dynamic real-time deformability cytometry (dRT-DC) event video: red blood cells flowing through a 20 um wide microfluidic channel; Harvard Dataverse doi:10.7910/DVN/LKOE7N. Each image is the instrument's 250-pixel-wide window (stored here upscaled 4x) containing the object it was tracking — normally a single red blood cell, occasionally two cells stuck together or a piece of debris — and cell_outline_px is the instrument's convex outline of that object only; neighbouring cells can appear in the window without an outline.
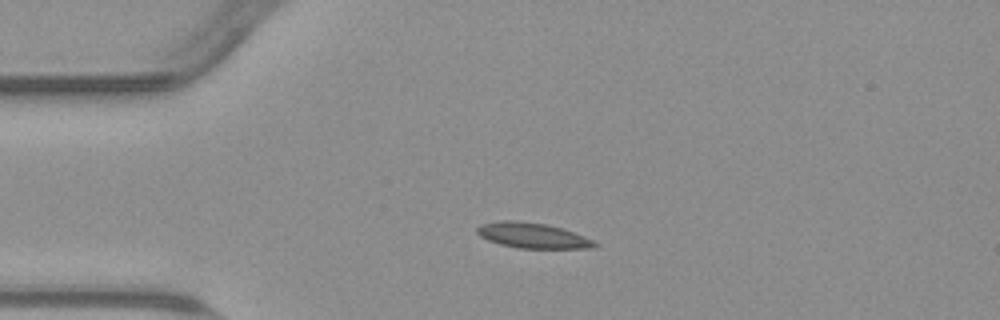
{"species": "common noctule bat (a hibernating species)", "species_latin": "Nyctalus noctula", "temperature_condition": "warm", "stored_images_in_passage": 43, "camera_frame_rate_fps": 3000, "um_per_image_px": 0.085, "animal": {"sex": "male", "body_mass_g": 23.1, "forearm_length_mm": 52.7}, "frame": {"image": 1, "passage_image": 1, "time_ms": 0.0, "image_size_px": [1000, 320], "cell_outline_px": [[600, 244], [596, 248], [520, 248], [500, 244], [488, 240], [480, 236], [476, 232], [476, 228], [480, 224], [500, 220], [516, 220], [548, 224], [584, 236]], "centroid_in_image_um": [45.25, 20.01], "position_along_channel_um": 39.7, "area_um2": 17.4}}
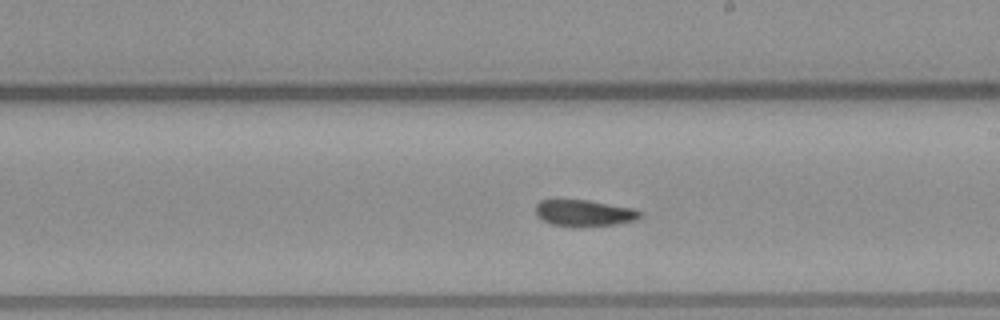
{"frame": {"image": 2, "passage_image": 19, "time_ms": 6.0, "image_size_px": [1000, 320], "cell_outline_px": [[644, 216], [636, 220], [616, 224], [572, 228], [552, 224], [536, 216], [536, 204], [540, 200], [588, 200], [636, 208], [644, 212]], "centroid_in_image_um": [49.72, 18.12], "position_along_channel_um": 239.3, "area_um2": 16.53}}
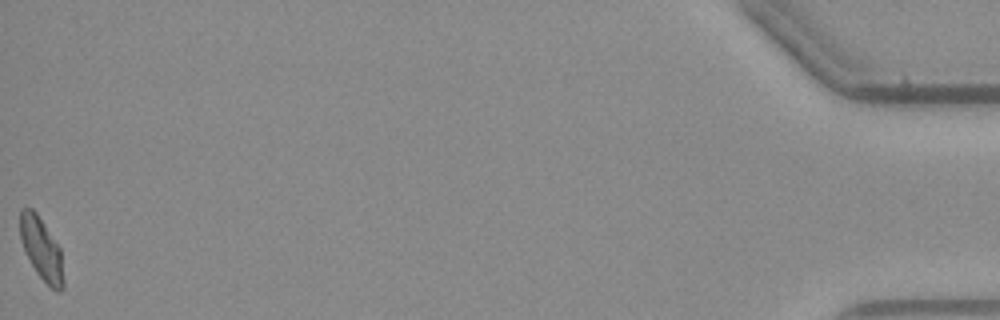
{"frame": {"image": 3, "passage_image": 43, "time_ms": 14.0, "image_size_px": [1000, 320], "cell_outline_px": [[64, 288], [60, 292], [56, 292], [36, 272], [24, 252], [20, 240], [20, 208], [32, 208], [36, 212], [60, 248], [64, 280]], "centroid_in_image_um": [3.52, 21.17], "position_along_channel_um": 431.7, "area_um2": 15.78}, "authors_computed_cell_mechanics": {"area_um2": 16.5308, "velocity_mm_per_s": 3.7702, "shape_relaxation_time_tau1_ms": null, "shape_relaxation_time_tau2_ms": 2.3579, "deformation_change_tau1": null, "deformation_change_tau2": 0.0545}}